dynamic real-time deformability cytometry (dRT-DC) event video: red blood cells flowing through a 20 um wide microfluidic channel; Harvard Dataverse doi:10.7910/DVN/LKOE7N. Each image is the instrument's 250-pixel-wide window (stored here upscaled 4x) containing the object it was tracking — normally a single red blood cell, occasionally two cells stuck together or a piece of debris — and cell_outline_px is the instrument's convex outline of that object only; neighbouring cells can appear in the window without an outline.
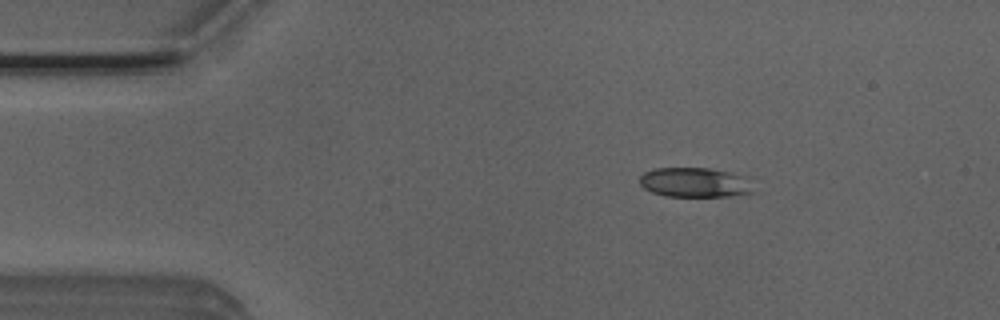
{"species": "Egyptian fruit bat (a non-hibernating species)", "species_latin": "Rousettus aegyptiacus", "temperature_condition": "room temperature", "stored_images_in_passage": 14, "camera_frame_rate_fps": 3000, "um_per_image_px": 0.085, "animal": {"sex": "male"}, "frame": {"image": 1, "passage_image": 1, "time_ms": 0.0, "image_size_px": [1000, 320], "cell_outline_px": [[760, 192], [732, 196], [664, 196], [652, 192], [644, 188], [640, 184], [640, 176], [644, 172], [656, 168], [708, 168], [728, 172], [744, 176]], "centroid_in_image_um": [59.12, 15.52], "position_along_channel_um": 25.9, "area_um2": 19.88}}